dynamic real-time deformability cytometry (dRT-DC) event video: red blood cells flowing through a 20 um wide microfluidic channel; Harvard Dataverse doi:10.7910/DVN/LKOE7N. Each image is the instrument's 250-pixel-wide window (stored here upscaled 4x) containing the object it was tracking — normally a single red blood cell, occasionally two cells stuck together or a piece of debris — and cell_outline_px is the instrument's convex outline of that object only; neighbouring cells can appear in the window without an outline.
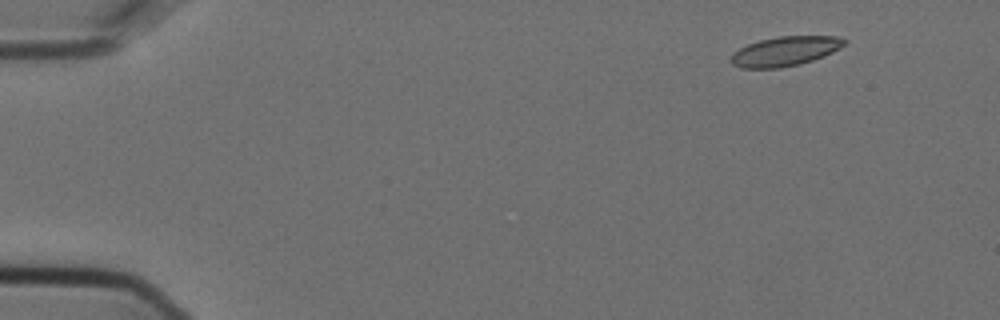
{"species": "Egyptian fruit bat (a non-hibernating species)", "species_latin": "Rousettus aegyptiacus", "temperature_condition": "cold", "stored_images_in_passage": 6, "segment_of_instrument_passage": [1, 2], "camera_frame_rate_fps": 3000, "um_per_image_px": 0.085, "animal": {"sex": "female"}, "frame": {"image": 1, "passage_image": 2, "time_ms": 0.333, "image_size_px": [1000, 320], "cell_outline_px": [[848, 40], [840, 48], [832, 52], [812, 60], [780, 68], [740, 68], [732, 64], [728, 60], [732, 52], [748, 44], [760, 40], [776, 36], [836, 36]], "centroid_in_image_um": [66.67, 4.35], "position_along_channel_um": 18.3, "area_um2": 19.48}}
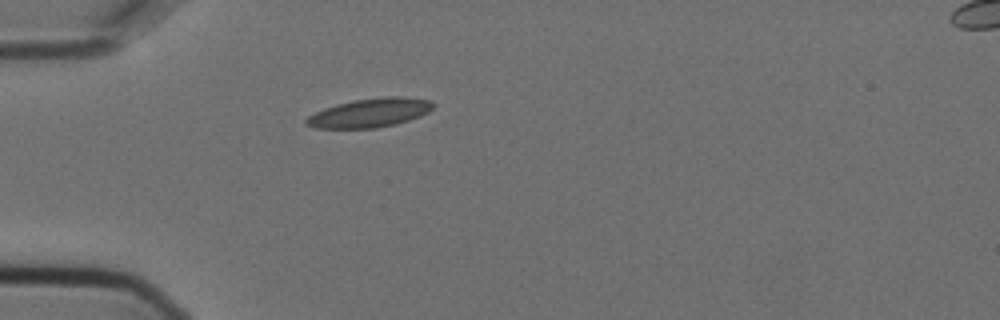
{"frame": {"image": 2, "passage_image": 5, "time_ms": 1.333, "image_size_px": [1000, 320], "cell_outline_px": [[436, 104], [428, 112], [420, 116], [396, 124], [376, 128], [312, 128], [304, 124], [304, 120], [308, 116], [324, 108], [336, 104], [356, 100], [384, 96], [404, 96], [432, 100]], "centroid_in_image_um": [31.44, 9.58], "position_along_channel_um": 53.6, "area_um2": 21.56}}